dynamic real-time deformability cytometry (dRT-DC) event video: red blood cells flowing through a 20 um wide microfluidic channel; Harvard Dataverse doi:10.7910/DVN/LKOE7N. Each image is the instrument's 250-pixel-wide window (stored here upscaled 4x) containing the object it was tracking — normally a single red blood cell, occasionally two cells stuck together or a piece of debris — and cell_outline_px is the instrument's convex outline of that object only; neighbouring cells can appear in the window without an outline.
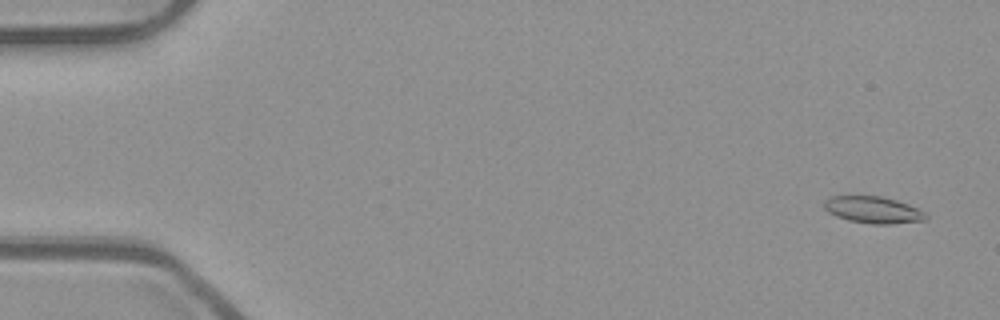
{"species": "common noctule bat (a hibernating species)", "species_latin": "Nyctalus noctula", "temperature_condition": "room temperature", "stored_images_in_passage": 54, "camera_frame_rate_fps": 3000, "um_per_image_px": 0.085, "animal": {"sex": "male", "body_mass_g": 23.1, "forearm_length_mm": 52.7}, "frame": {"image": 1, "passage_image": 3, "time_ms": 0.667, "image_size_px": [1000, 320], "cell_outline_px": [[928, 216], [924, 220], [888, 224], [872, 224], [848, 220], [836, 216], [828, 212], [824, 208], [824, 200], [832, 196], [880, 196], [896, 200], [908, 204], [924, 212]], "centroid_in_image_um": [74.18, 17.83], "position_along_channel_um": 10.8, "area_um2": 15.72}}
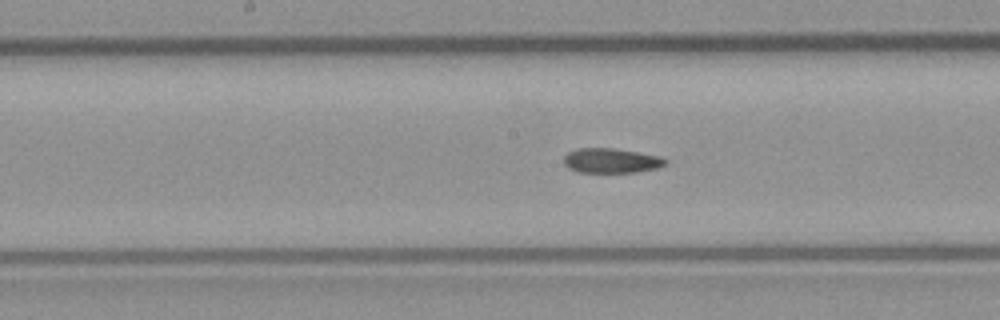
{"frame": {"image": 2, "passage_image": 28, "time_ms": 9.0, "image_size_px": [1000, 320], "cell_outline_px": [[668, 164], [656, 168], [636, 172], [580, 172], [568, 168], [564, 164], [564, 156], [568, 152], [580, 148], [612, 148], [660, 156], [668, 160]], "centroid_in_image_um": [51.96, 13.65], "position_along_channel_um": 196.2, "area_um2": 14.57}}
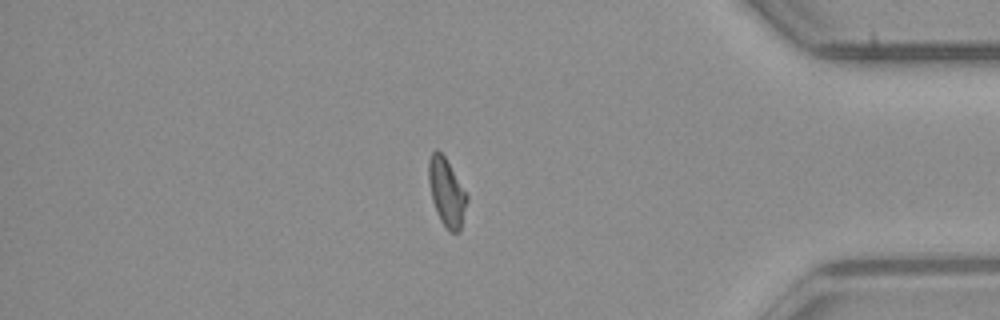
{"frame": {"image": 3, "passage_image": 46, "time_ms": 15.0, "image_size_px": [1000, 320], "cell_outline_px": [[468, 200], [460, 232], [448, 232], [440, 220], [432, 200], [428, 180], [428, 160], [432, 152], [436, 148], [444, 156], [468, 196]], "centroid_in_image_um": [37.96, 16.37], "position_along_channel_um": 397.2, "area_um2": 15.14}, "authors_computed_cell_mechanics": {"area_um2": 15.3459, "velocity_mm_per_s": 3.9018, "shape_relaxation_time_tau1_ms": null, "shape_relaxation_time_tau2_ms": 4.0889, "deformation_change_tau1": null, "deformation_change_tau2": 0.1018}}